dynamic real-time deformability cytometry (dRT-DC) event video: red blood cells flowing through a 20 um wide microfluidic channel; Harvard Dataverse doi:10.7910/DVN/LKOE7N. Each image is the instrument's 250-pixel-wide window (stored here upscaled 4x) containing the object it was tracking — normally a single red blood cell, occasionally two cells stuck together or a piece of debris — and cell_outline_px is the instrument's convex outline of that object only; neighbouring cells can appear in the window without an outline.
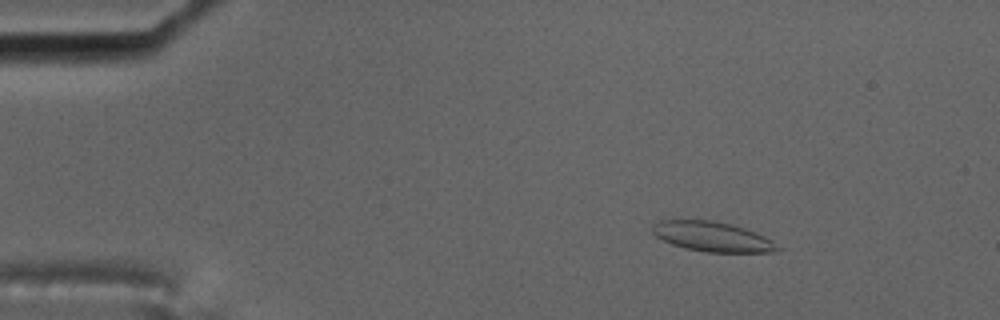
{"species": "common noctule bat (a hibernating species)", "species_latin": "Nyctalus noctula", "temperature_condition": "cold", "stored_images_in_passage": 58, "camera_frame_rate_fps": 3000, "um_per_image_px": 0.085, "animal": {"sex": "male", "body_mass_g": 17.5, "forearm_length_mm": 52.3}, "frame": {"image": 1, "passage_image": 9, "time_ms": 2.667, "image_size_px": [1000, 320], "cell_outline_px": [[784, 248], [776, 252], [708, 252], [684, 248], [672, 244], [656, 236], [652, 232], [652, 224], [660, 220], [712, 220], [728, 224], [756, 232], [772, 240]], "centroid_in_image_um": [60.58, 20.12], "position_along_channel_um": 24.4, "area_um2": 21.73}}
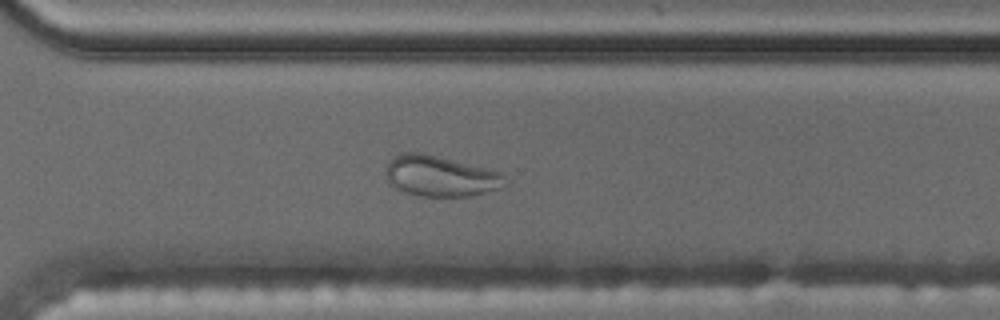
{"frame": {"image": 2, "passage_image": 42, "time_ms": 13.667, "image_size_px": [1000, 320], "cell_outline_px": [[508, 184], [500, 188], [468, 196], [420, 196], [404, 192], [396, 188], [388, 180], [384, 172], [384, 168], [388, 160], [404, 152], [420, 152], [500, 172], [504, 176]], "centroid_in_image_um": [37.38, 14.97], "position_along_channel_um": 333.2, "area_um2": 28.03}}
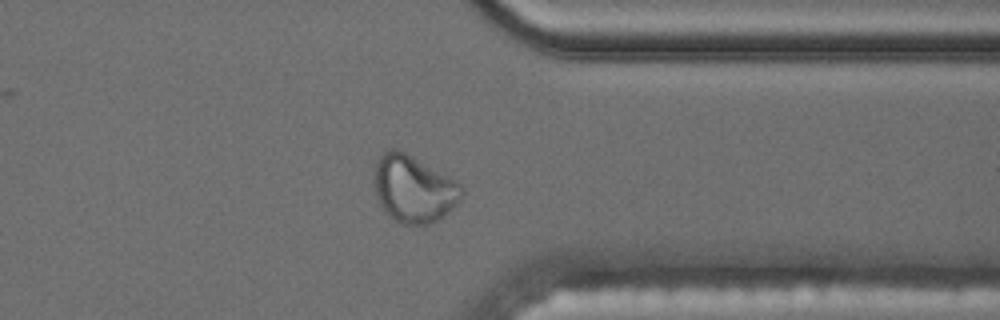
{"frame": {"image": 3, "passage_image": 46, "time_ms": 15.0, "image_size_px": [1000, 320], "cell_outline_px": [[464, 192], [460, 200], [452, 208], [436, 220], [428, 224], [400, 224], [388, 216], [384, 212], [376, 196], [372, 184], [372, 176], [376, 160], [388, 148], [392, 148], [404, 152], [412, 156], [456, 180], [460, 184]], "centroid_in_image_um": [35.1, 16.05], "position_along_channel_um": 376.3, "area_um2": 34.39}}